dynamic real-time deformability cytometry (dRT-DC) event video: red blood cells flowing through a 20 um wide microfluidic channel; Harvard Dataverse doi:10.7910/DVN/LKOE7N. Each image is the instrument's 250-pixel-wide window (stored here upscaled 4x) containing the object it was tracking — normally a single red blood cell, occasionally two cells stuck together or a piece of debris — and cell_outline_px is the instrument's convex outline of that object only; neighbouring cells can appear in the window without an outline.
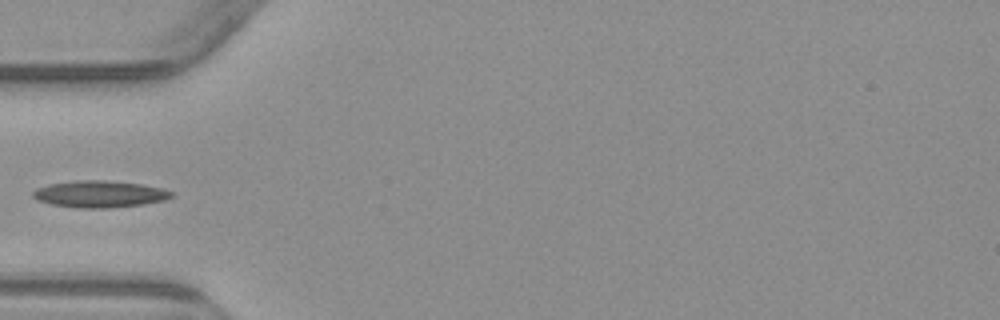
{"species": "common noctule bat (a hibernating species)", "species_latin": "Nyctalus noctula", "temperature_condition": "warm", "stored_images_in_passage": 8, "camera_frame_rate_fps": 3000, "um_per_image_px": 0.085, "animal": {"sex": "male", "body_mass_g": 23.1, "forearm_length_mm": 52.7}, "frame": {"image": 1, "passage_image": 7, "time_ms": 7.333, "image_size_px": [1000, 320], "cell_outline_px": [[172, 196], [164, 200], [144, 204], [108, 208], [80, 208], [52, 204], [36, 200], [32, 196], [32, 192], [36, 188], [52, 184], [76, 180], [104, 180], [140, 184], [160, 188], [172, 192]], "centroid_in_image_um": [8.43, 16.5], "position_along_channel_um": 76.6, "area_um2": 21.39}}
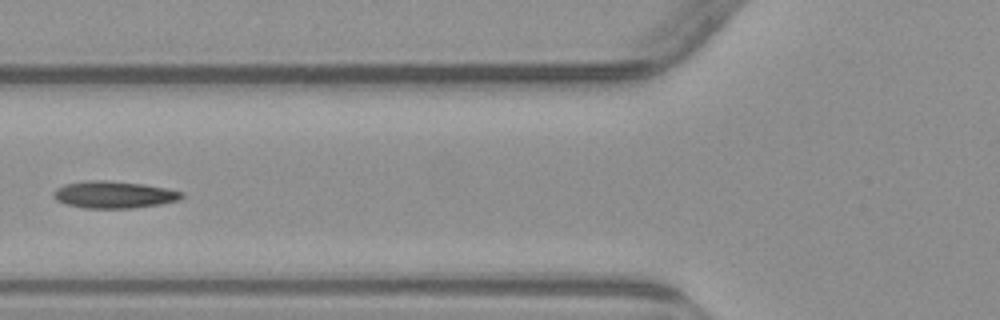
{"frame": {"image": 2, "passage_image": 8, "time_ms": 8.333, "image_size_px": [1000, 320], "cell_outline_px": [[184, 196], [180, 200], [160, 204], [132, 208], [84, 208], [68, 204], [56, 200], [52, 196], [52, 192], [56, 188], [64, 184], [88, 180], [104, 180], [144, 184], [184, 192]], "centroid_in_image_um": [9.67, 16.54], "position_along_channel_um": 116.1, "area_um2": 20.23}}